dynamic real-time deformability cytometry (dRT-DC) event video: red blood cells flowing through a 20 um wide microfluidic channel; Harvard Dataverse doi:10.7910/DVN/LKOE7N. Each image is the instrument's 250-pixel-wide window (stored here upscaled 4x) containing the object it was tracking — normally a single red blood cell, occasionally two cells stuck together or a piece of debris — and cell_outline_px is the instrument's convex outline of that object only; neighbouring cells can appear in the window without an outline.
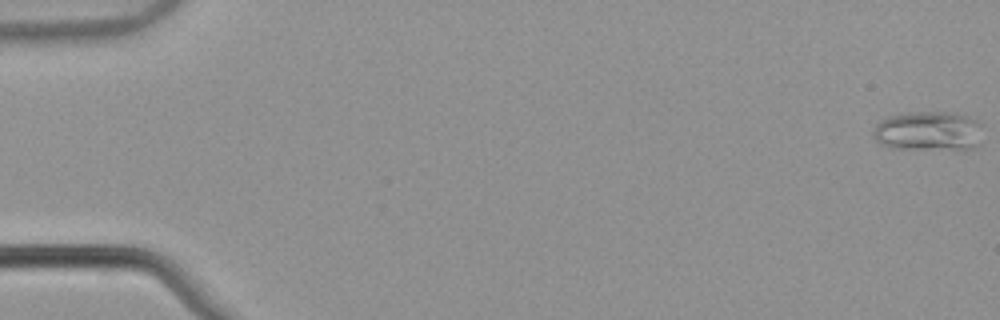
{"species": "common noctule bat (a hibernating species)", "species_latin": "Nyctalus noctula", "temperature_condition": "warm", "stored_images_in_passage": 12, "camera_frame_rate_fps": 3000, "um_per_image_px": 0.085, "animal": {"sex": "male", "body_mass_g": 21.5, "forearm_length_mm": 52.0}, "frame": {"image": 1, "passage_image": 1, "time_ms": 0.0, "image_size_px": [1000, 320], "cell_outline_px": [[980, 144], [972, 148], [892, 148], [880, 144], [872, 136], [872, 128], [880, 120], [888, 116], [908, 112], [952, 112], [968, 116], [976, 120], [980, 124]], "centroid_in_image_um": [78.86, 11.12], "position_along_channel_um": 6.1, "area_um2": 25.14}}